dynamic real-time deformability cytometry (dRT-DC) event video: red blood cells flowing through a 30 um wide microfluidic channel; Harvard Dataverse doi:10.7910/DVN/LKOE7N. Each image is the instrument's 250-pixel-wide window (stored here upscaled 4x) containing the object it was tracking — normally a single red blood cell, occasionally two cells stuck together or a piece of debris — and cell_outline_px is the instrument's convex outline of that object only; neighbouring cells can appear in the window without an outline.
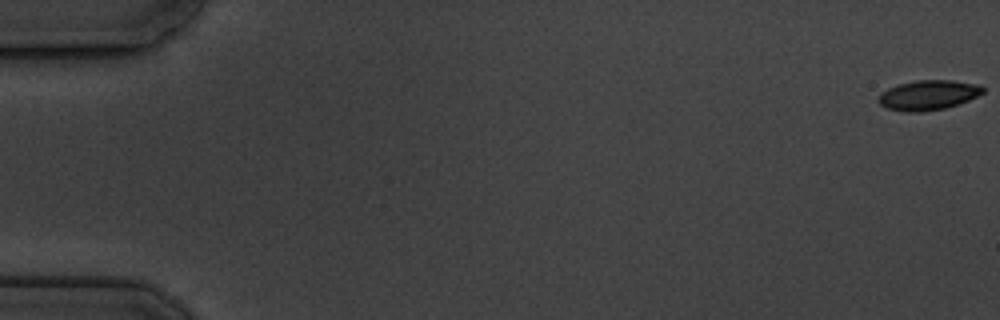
{"species": "common noctule bat (a hibernating species)", "species_latin": "Nyctalus noctula", "temperature_condition": "cold", "stored_images_in_passage": 6, "segment_of_instrument_passage": [2, 2], "camera_frame_rate_fps": 3000, "um_per_image_px": 0.085, "animal": {"sex": "male", "body_mass_g": 19.5, "forearm_length_mm": 54.6}, "frame": {"image": 1, "passage_image": 6, "time_ms": 6.667, "image_size_px": [1000, 320], "cell_outline_px": [[984, 92], [968, 100], [944, 108], [920, 112], [904, 112], [888, 108], [880, 104], [876, 100], [888, 88], [900, 84], [916, 80], [952, 80], [976, 84], [984, 88]], "centroid_in_image_um": [78.89, 8.08], "position_along_channel_um": 6.1, "area_um2": 17.86}}